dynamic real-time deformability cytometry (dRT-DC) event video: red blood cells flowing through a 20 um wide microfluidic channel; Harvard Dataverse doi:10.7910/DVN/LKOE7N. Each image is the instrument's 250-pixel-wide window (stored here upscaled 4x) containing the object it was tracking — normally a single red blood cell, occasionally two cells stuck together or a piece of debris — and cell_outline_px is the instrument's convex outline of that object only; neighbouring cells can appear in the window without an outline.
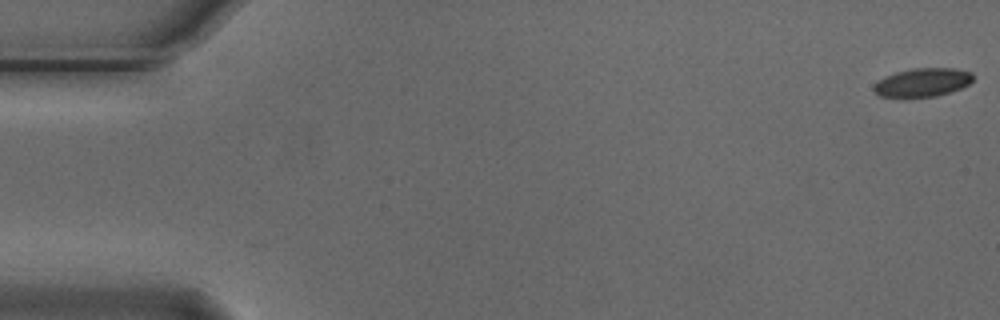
{"species": "Egyptian fruit bat (a non-hibernating species)", "species_latin": "Rousettus aegyptiacus", "temperature_condition": "cold", "stored_images_in_passage": 16, "camera_frame_rate_fps": 3000, "um_per_image_px": 0.085, "animal": {"sex": "male"}, "frame": {"image": 1, "passage_image": 1, "time_ms": 0.0, "image_size_px": [1000, 320], "cell_outline_px": [[972, 80], [968, 84], [960, 88], [936, 96], [904, 100], [880, 96], [872, 88], [884, 76], [896, 72], [912, 68], [956, 68], [972, 72]], "centroid_in_image_um": [78.37, 7.04], "position_along_channel_um": 6.6, "area_um2": 16.94}}
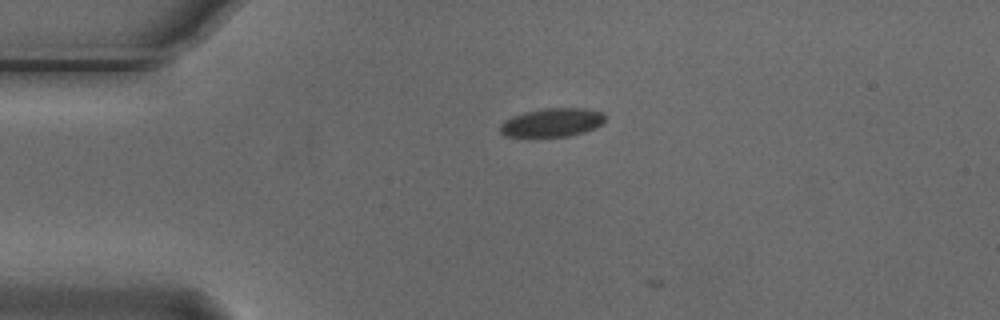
{"frame": {"image": 2, "passage_image": 13, "time_ms": 4.0, "image_size_px": [1000, 320], "cell_outline_px": [[604, 120], [596, 128], [584, 132], [568, 136], [504, 136], [500, 132], [500, 124], [504, 120], [512, 116], [524, 112], [540, 108], [584, 108], [604, 112]], "centroid_in_image_um": [46.92, 10.4], "position_along_channel_um": 38.1, "area_um2": 17.51}}